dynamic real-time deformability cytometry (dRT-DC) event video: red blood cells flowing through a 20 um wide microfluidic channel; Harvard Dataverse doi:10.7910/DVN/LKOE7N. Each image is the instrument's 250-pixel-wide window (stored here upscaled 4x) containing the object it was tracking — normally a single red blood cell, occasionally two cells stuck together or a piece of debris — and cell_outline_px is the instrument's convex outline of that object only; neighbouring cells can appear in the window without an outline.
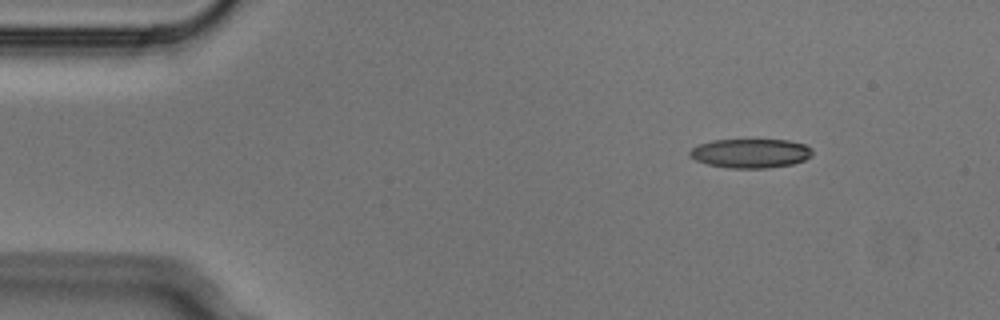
{"species": "Egyptian fruit bat (a non-hibernating species)", "species_latin": "Rousettus aegyptiacus", "temperature_condition": "cold", "stored_images_in_passage": 4, "camera_frame_rate_fps": 3000, "um_per_image_px": 0.085, "animal": {"sex": "male"}, "frame": {"image": 1, "passage_image": 1, "time_ms": 0.0, "image_size_px": [1000, 320], "cell_outline_px": [[812, 156], [804, 160], [792, 164], [768, 168], [728, 168], [708, 164], [696, 160], [688, 156], [688, 152], [692, 148], [700, 144], [712, 140], [788, 140], [804, 144], [812, 148]], "centroid_in_image_um": [63.8, 13.03], "position_along_channel_um": 21.2, "area_um2": 20.87}}
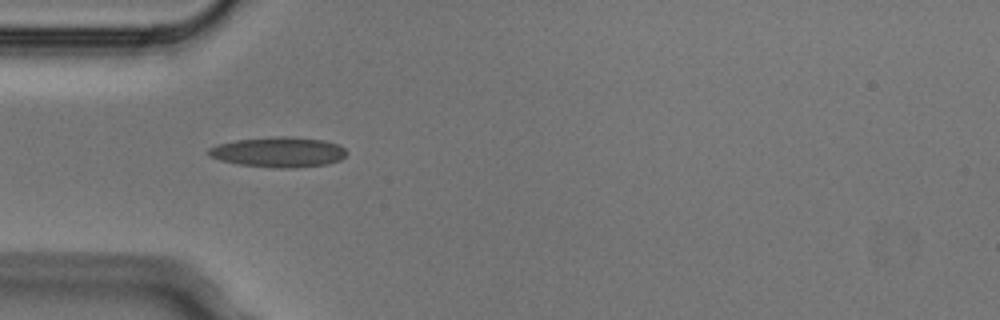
{"frame": {"image": 2, "passage_image": 3, "time_ms": 0.667, "image_size_px": [1000, 320], "cell_outline_px": [[348, 152], [340, 160], [328, 164], [296, 168], [276, 168], [236, 164], [220, 160], [208, 156], [208, 148], [220, 144], [236, 140], [276, 136], [288, 136], [324, 140], [340, 144]], "centroid_in_image_um": [23.7, 12.93], "position_along_channel_um": 61.3, "area_um2": 24.51}}